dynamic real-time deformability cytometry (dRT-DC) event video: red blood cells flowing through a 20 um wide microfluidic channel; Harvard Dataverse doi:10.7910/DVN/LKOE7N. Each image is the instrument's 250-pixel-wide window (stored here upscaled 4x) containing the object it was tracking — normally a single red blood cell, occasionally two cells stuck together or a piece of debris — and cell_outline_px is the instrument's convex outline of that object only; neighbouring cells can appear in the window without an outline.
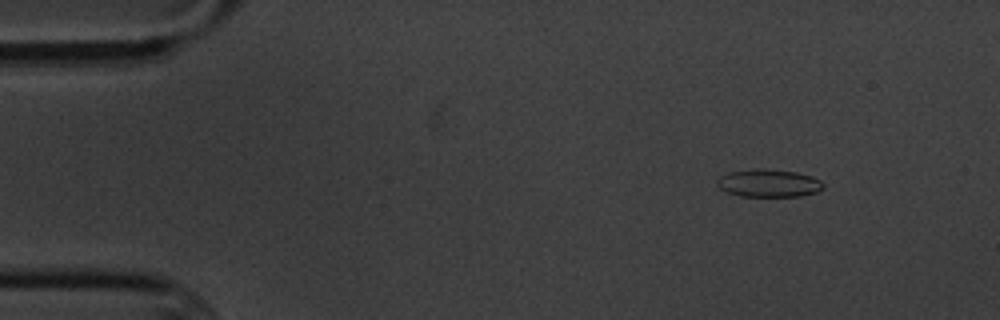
{"species": "common noctule bat (a hibernating species)", "species_latin": "Nyctalus noctula", "temperature_condition": "cold", "stored_images_in_passage": 5, "camera_frame_rate_fps": 3000, "um_per_image_px": 0.085, "animal": {"sex": "male", "body_mass_g": 20.1, "forearm_length_mm": 53.5}, "frame": {"image": 1, "passage_image": 2, "time_ms": 1.333, "image_size_px": [1000, 320], "cell_outline_px": [[824, 188], [816, 192], [800, 196], [740, 196], [728, 192], [720, 188], [716, 180], [720, 176], [728, 172], [756, 168], [764, 168], [796, 172], [812, 176], [820, 180], [824, 184]], "centroid_in_image_um": [65.35, 15.56], "position_along_channel_um": 19.7, "area_um2": 17.22}}